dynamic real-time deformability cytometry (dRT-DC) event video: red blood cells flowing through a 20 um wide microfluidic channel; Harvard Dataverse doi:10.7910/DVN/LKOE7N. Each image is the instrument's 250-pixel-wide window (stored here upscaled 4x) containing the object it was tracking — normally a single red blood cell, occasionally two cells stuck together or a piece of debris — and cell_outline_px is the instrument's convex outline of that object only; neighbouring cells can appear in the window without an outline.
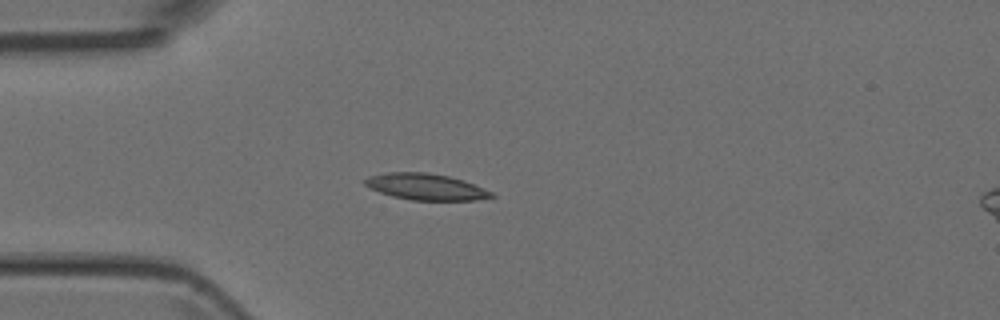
{"species": "Egyptian fruit bat (a non-hibernating species)", "species_latin": "Rousettus aegyptiacus", "temperature_condition": "room temperature", "stored_images_in_passage": 4, "camera_frame_rate_fps": 3000, "um_per_image_px": 0.085, "animal": {"sex": "female"}, "frame": {"image": 1, "passage_image": 3, "time_ms": 2.333, "image_size_px": [1000, 320], "cell_outline_px": [[496, 196], [476, 200], [412, 200], [392, 196], [368, 188], [364, 184], [364, 180], [368, 176], [388, 172], [428, 172], [448, 176], [464, 180], [492, 192]], "centroid_in_image_um": [36.17, 15.87], "position_along_channel_um": 48.8, "area_um2": 19.42}}